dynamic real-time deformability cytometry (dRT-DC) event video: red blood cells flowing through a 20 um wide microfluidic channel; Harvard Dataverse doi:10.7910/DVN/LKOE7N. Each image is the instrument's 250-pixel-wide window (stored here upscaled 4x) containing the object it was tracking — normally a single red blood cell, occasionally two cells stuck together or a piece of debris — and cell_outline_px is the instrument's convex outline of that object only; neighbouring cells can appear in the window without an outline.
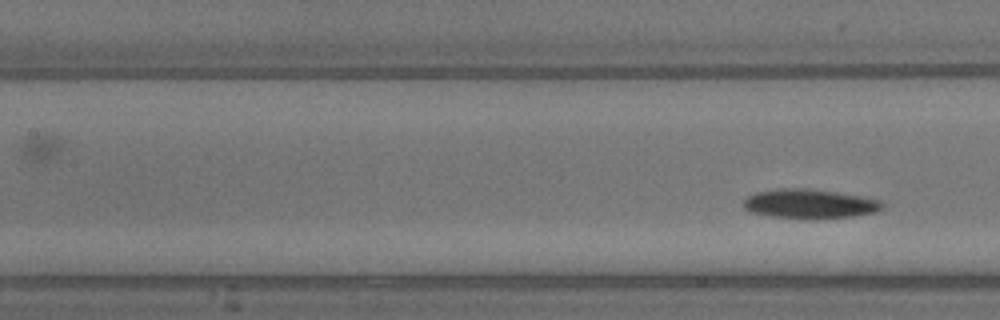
{"species": "common noctule bat (a hibernating species)", "species_latin": "Nyctalus noctula", "temperature_condition": "warm", "stored_images_in_passage": 9, "camera_frame_rate_fps": 3000, "um_per_image_px": 0.085, "animal": {"sex": "male", "body_mass_g": 13.3}, "frame": {"image": 1, "passage_image": 9, "time_ms": 2.667, "image_size_px": [1000, 320], "cell_outline_px": [[884, 208], [876, 212], [852, 216], [812, 220], [808, 220], [772, 216], [748, 212], [744, 208], [744, 200], [748, 196], [756, 192], [780, 188], [808, 188], [836, 192], [860, 196], [880, 200], [884, 204]], "centroid_in_image_um": [68.82, 17.34], "position_along_channel_um": 138.6, "area_um2": 24.04}}